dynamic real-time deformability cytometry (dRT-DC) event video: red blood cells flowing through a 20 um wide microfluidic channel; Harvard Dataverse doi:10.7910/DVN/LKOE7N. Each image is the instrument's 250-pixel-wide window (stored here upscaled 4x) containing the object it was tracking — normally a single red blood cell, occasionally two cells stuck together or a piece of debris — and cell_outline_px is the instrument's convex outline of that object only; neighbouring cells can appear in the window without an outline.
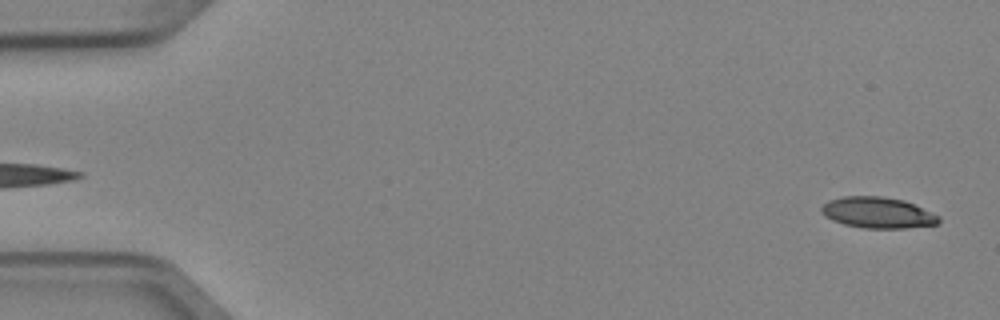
{"species": "Egyptian fruit bat (a non-hibernating species)", "species_latin": "Rousettus aegyptiacus", "temperature_condition": "cold", "stored_images_in_passage": 3, "segment_of_instrument_passage": [2, 2], "camera_frame_rate_fps": 3000, "um_per_image_px": 0.085, "animal": {"sex": "female"}, "frame": {"image": 1, "passage_image": 3, "time_ms": 0.667, "image_size_px": [1000, 320], "cell_outline_px": [[940, 220], [936, 224], [904, 228], [864, 228], [844, 224], [832, 220], [824, 216], [820, 212], [820, 208], [828, 200], [844, 196], [880, 196], [904, 200], [940, 216]], "centroid_in_image_um": [74.56, 18.07], "position_along_channel_um": 10.4, "area_um2": 21.15}}